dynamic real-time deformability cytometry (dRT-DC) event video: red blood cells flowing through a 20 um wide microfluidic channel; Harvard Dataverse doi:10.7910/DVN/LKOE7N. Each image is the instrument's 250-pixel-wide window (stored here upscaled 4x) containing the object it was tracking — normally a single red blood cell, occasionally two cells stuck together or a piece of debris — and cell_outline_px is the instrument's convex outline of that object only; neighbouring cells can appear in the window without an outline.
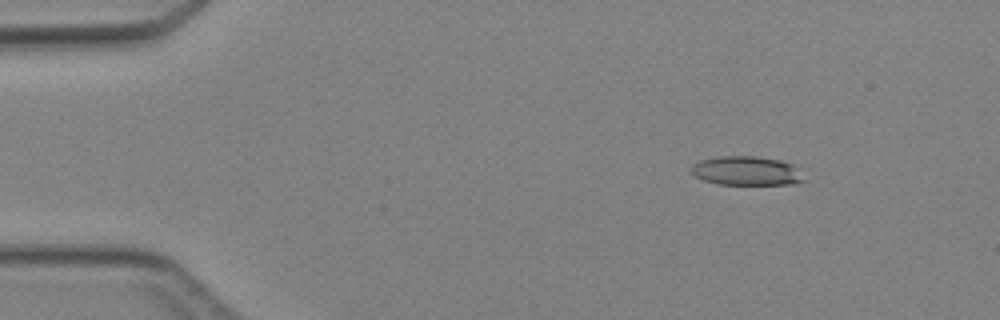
{"species": "Egyptian fruit bat (a non-hibernating species)", "species_latin": "Rousettus aegyptiacus", "temperature_condition": "cold", "stored_images_in_passage": 2, "camera_frame_rate_fps": 3000, "um_per_image_px": 0.085, "animal": {"sex": "female"}, "frame": {"image": 1, "passage_image": 1, "time_ms": 0.0, "image_size_px": [1000, 320], "cell_outline_px": [[808, 180], [796, 184], [720, 184], [704, 180], [688, 172], [688, 168], [692, 164], [700, 160], [716, 156], [756, 156], [780, 160], [804, 168]], "centroid_in_image_um": [63.54, 14.52], "position_along_channel_um": 21.5, "area_um2": 19.83}}